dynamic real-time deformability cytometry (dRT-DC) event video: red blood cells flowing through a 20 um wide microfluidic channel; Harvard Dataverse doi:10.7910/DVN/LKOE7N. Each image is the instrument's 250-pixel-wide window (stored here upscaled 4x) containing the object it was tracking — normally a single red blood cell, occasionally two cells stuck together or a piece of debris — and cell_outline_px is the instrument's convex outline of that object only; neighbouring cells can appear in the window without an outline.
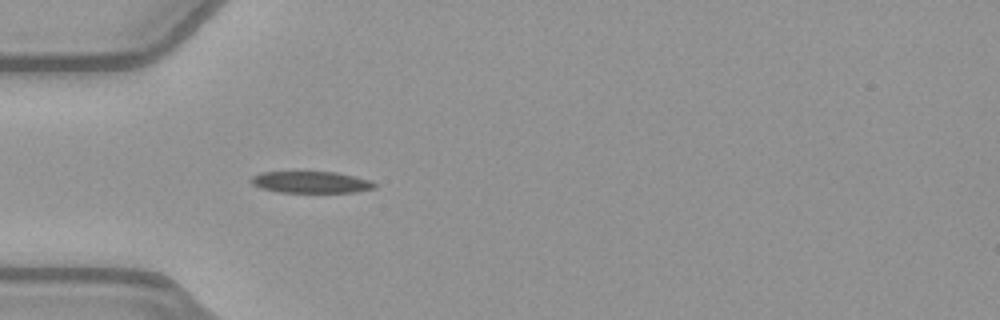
{"species": "common noctule bat (a hibernating species)", "species_latin": "Nyctalus noctula", "temperature_condition": "warm", "stored_images_in_passage": 37, "camera_frame_rate_fps": 3000, "um_per_image_px": 0.085, "animal": {"sex": "female", "body_mass_g": 21.9}, "frame": {"image": 1, "passage_image": 1, "time_ms": 0.0, "image_size_px": [1000, 320], "cell_outline_px": [[376, 188], [356, 192], [280, 192], [260, 188], [252, 184], [248, 180], [252, 176], [260, 172], [336, 172], [368, 180], [376, 184]], "centroid_in_image_um": [26.38, 15.49], "position_along_channel_um": 58.6, "area_um2": 15.49}}
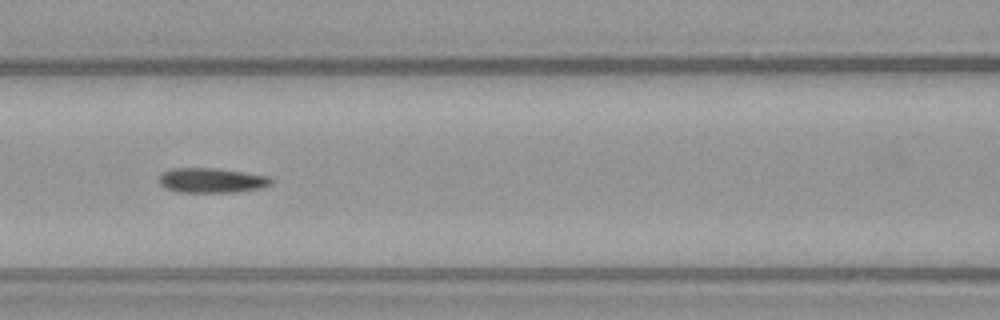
{"frame": {"image": 2, "passage_image": 8, "time_ms": 2.333, "image_size_px": [1000, 320], "cell_outline_px": [[272, 184], [260, 188], [236, 192], [176, 192], [164, 188], [160, 184], [160, 176], [164, 172], [172, 168], [216, 168], [244, 172], [268, 176], [272, 180]], "centroid_in_image_um": [17.98, 15.33], "position_along_channel_um": 148.6, "area_um2": 16.18}}
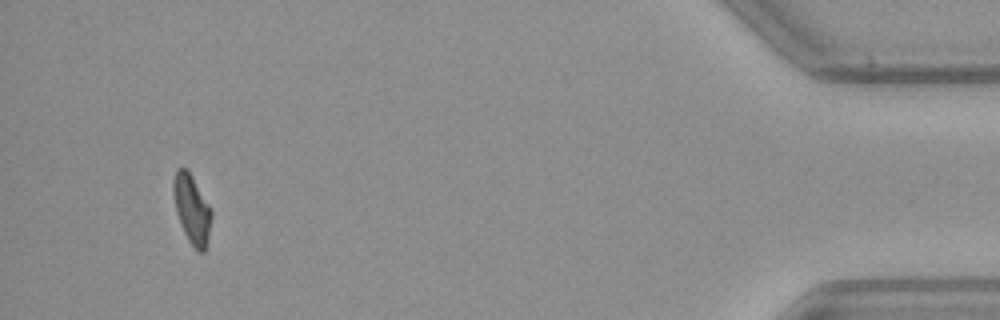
{"frame": {"image": 3, "passage_image": 34, "time_ms": 11.0, "image_size_px": [1000, 320], "cell_outline_px": [[212, 216], [208, 240], [204, 252], [200, 252], [188, 240], [184, 232], [176, 212], [172, 192], [172, 184], [176, 172], [180, 168], [184, 168], [192, 176], [212, 208]], "centroid_in_image_um": [16.32, 17.78], "position_along_channel_um": 418.9, "area_um2": 15.2}, "authors_computed_cell_mechanics": {"area_um2": 16.0106, "velocity_mm_per_s": 3.9922, "shape_relaxation_time_tau1_ms": 7.5014, "shape_relaxation_time_tau2_ms": null, "deformation_change_tau1": 0.2144, "deformation_change_tau2": null}}